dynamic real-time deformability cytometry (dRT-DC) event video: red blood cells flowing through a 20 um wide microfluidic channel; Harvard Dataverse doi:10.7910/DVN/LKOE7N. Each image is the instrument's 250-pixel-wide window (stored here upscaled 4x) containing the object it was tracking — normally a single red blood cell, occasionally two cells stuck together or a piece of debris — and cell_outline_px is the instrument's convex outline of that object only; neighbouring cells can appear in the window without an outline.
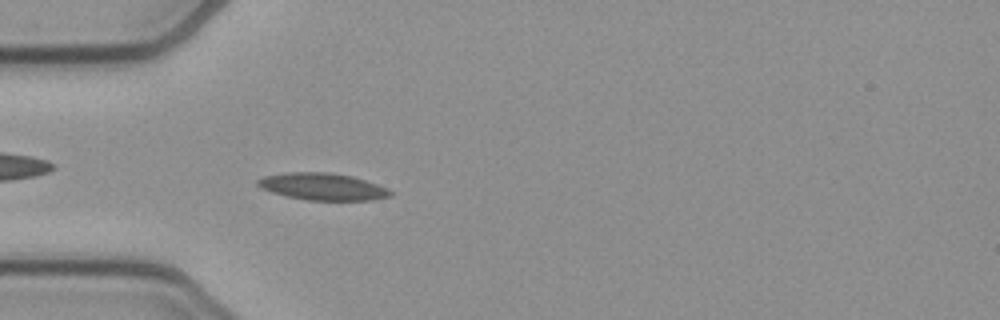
{"species": "common noctule bat (a hibernating species)", "species_latin": "Nyctalus noctula", "temperature_condition": "cold", "stored_images_in_passage": 52, "camera_frame_rate_fps": 3000, "um_per_image_px": 0.085, "animal": {"sex": "female", "body_mass_g": 21.9}, "frame": {"image": 1, "passage_image": 15, "time_ms": 4.667, "image_size_px": [1000, 320], "cell_outline_px": [[392, 196], [372, 200], [308, 200], [288, 196], [272, 192], [260, 188], [256, 184], [256, 180], [264, 176], [288, 172], [328, 172], [352, 176], [388, 188], [392, 192]], "centroid_in_image_um": [27.41, 15.86], "position_along_channel_um": 57.6, "area_um2": 20.81}}
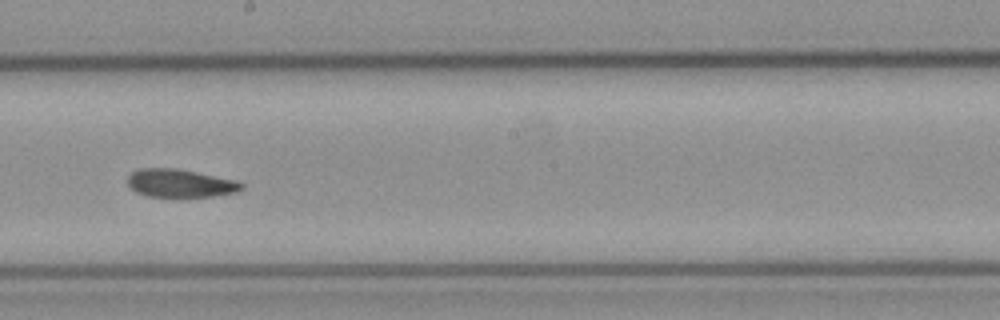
{"frame": {"image": 2, "passage_image": 29, "time_ms": 9.333, "image_size_px": [1000, 320], "cell_outline_px": [[244, 188], [236, 192], [212, 196], [148, 196], [136, 192], [128, 184], [128, 176], [132, 172], [140, 168], [176, 168], [236, 180], [244, 184]], "centroid_in_image_um": [15.32, 15.56], "position_along_channel_um": 232.9, "area_um2": 18.44}}
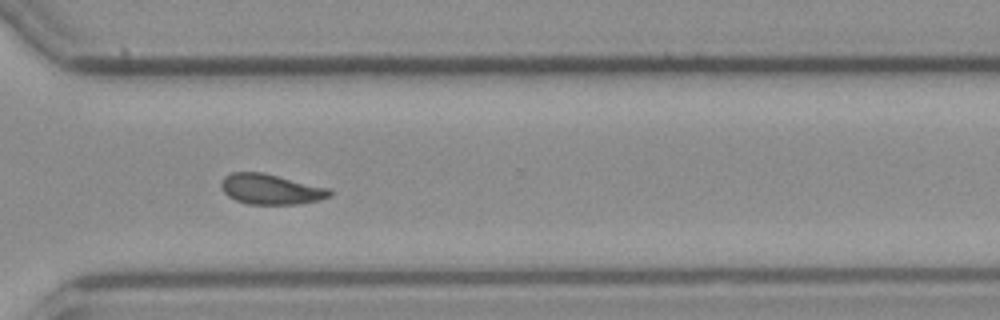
{"frame": {"image": 3, "passage_image": 38, "time_ms": 12.333, "image_size_px": [1000, 320], "cell_outline_px": [[332, 196], [320, 200], [300, 204], [248, 204], [236, 200], [228, 196], [224, 192], [220, 184], [224, 176], [232, 172], [264, 172], [332, 188]], "centroid_in_image_um": [23.07, 16.07], "position_along_channel_um": 347.5, "area_um2": 19.54}, "authors_computed_cell_mechanics": {"area_um2": 19.3052, "velocity_mm_per_s": 3.838, "shape_relaxation_time_tau1_ms": null, "shape_relaxation_time_tau2_ms": 11.0739, "deformation_change_tau1": null, "deformation_change_tau2": 0.1478}}